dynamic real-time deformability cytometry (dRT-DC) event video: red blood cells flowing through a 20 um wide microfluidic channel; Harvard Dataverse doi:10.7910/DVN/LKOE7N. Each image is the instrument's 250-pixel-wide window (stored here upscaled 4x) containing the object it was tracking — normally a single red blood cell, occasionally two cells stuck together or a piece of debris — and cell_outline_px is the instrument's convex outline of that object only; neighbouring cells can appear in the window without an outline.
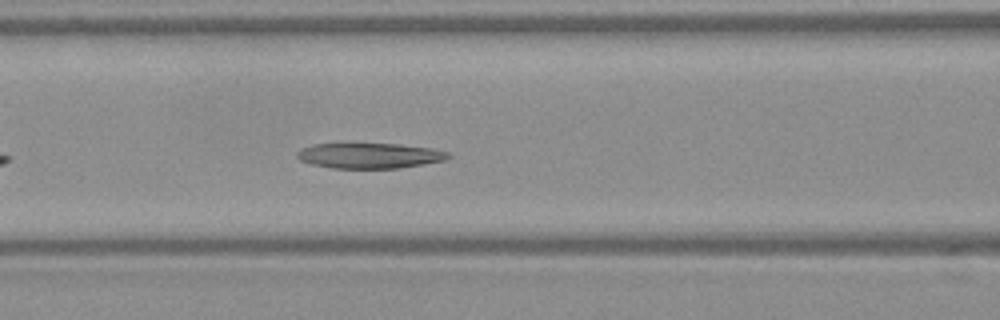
{"species": "Egyptian fruit bat (a non-hibernating species)", "species_latin": "Rousettus aegyptiacus", "temperature_condition": "warm", "stored_images_in_passage": 29, "camera_frame_rate_fps": 3000, "um_per_image_px": 0.085, "frame": {"image": 1, "passage_image": 9, "time_ms": 2.667, "image_size_px": [1000, 320], "cell_outline_px": [[452, 156], [444, 160], [424, 164], [400, 168], [332, 168], [312, 164], [300, 160], [296, 156], [296, 152], [300, 148], [312, 144], [336, 140], [340, 140], [400, 144], [432, 148], [452, 152]], "centroid_in_image_um": [31.34, 13.16], "position_along_channel_um": 135.3, "area_um2": 23.81}}
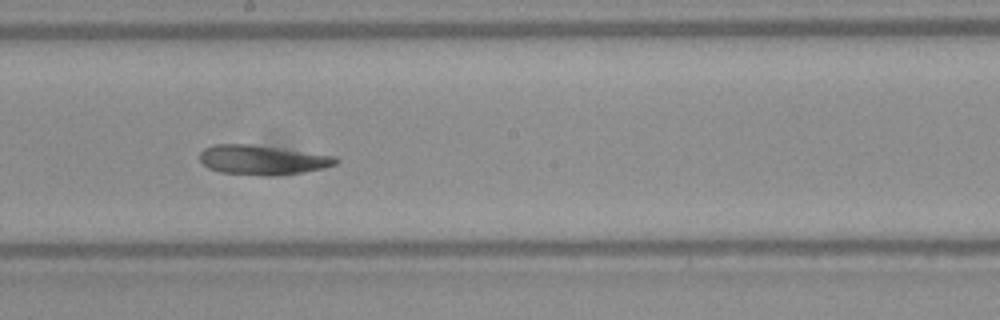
{"frame": {"image": 2, "passage_image": 16, "time_ms": 5.0, "image_size_px": [1000, 320], "cell_outline_px": [[340, 160], [336, 164], [324, 168], [304, 172], [268, 176], [220, 172], [208, 168], [200, 160], [200, 152], [204, 148], [212, 144], [252, 144], [336, 156]], "centroid_in_image_um": [22.3, 13.58], "position_along_channel_um": 225.9, "area_um2": 23.47}}
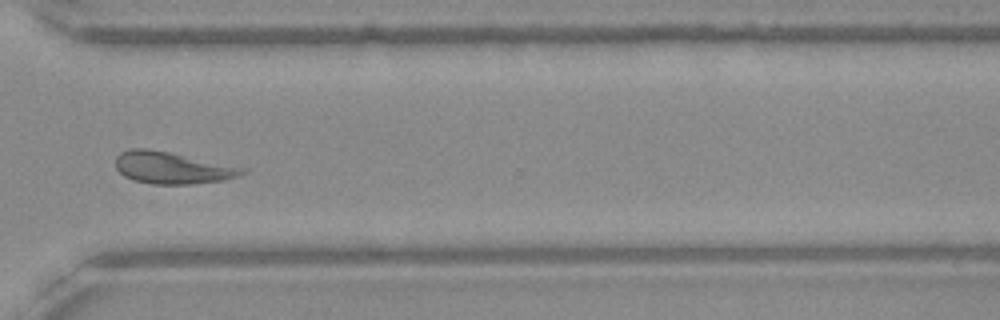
{"frame": {"image": 3, "passage_image": 26, "time_ms": 8.333, "image_size_px": [1000, 320], "cell_outline_px": [[248, 172], [224, 180], [192, 184], [152, 184], [132, 180], [124, 176], [116, 168], [116, 156], [120, 152], [128, 148], [148, 148], [248, 168]], "centroid_in_image_um": [14.62, 14.26], "position_along_channel_um": 356.0, "area_um2": 23.64}, "authors_computed_cell_mechanics": {"area_um2": 23.409, "velocity_mm_per_s": 3.8995, "shape_relaxation_time_tau1_ms": null, "shape_relaxation_time_tau2_ms": 9.0464, "deformation_change_tau1": null, "deformation_change_tau2": 0.1964}}